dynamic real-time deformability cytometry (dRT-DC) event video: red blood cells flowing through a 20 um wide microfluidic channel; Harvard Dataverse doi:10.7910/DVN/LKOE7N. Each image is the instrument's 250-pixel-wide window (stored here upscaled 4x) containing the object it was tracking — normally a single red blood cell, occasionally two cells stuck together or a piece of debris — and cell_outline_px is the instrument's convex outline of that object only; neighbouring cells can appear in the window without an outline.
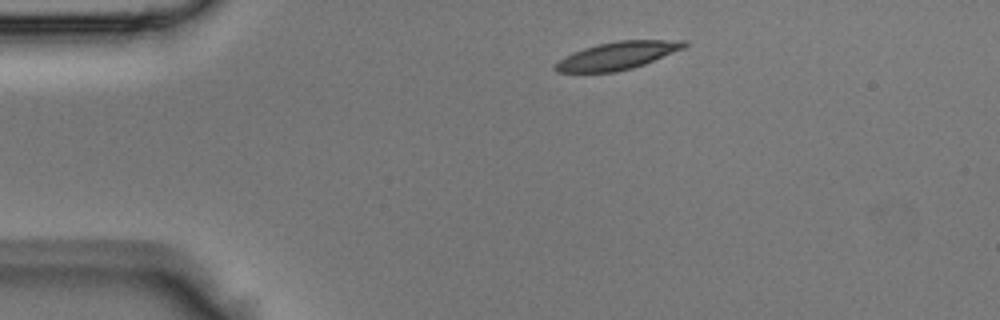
{"species": "Egyptian fruit bat (a non-hibernating species)", "species_latin": "Rousettus aegyptiacus", "temperature_condition": "room temperature", "stored_images_in_passage": 37, "camera_frame_rate_fps": 3000, "um_per_image_px": 0.085, "animal": {"sex": "male"}, "frame": {"image": 1, "passage_image": 1, "time_ms": 0.0, "image_size_px": [1000, 320], "cell_outline_px": [[688, 44], [684, 48], [644, 64], [632, 68], [616, 72], [556, 72], [552, 68], [564, 56], [572, 52], [596, 44], [620, 40], [688, 40]], "centroid_in_image_um": [52.47, 4.72], "position_along_channel_um": 32.5, "area_um2": 20.81}}
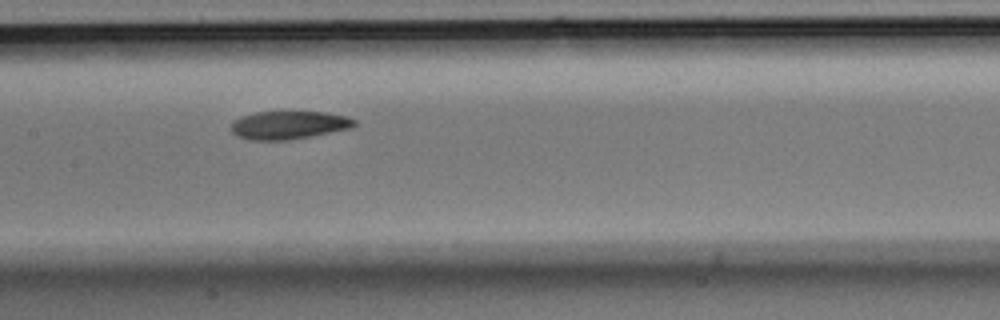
{"frame": {"image": 2, "passage_image": 14, "time_ms": 4.333, "image_size_px": [1000, 320], "cell_outline_px": [[356, 124], [352, 128], [288, 140], [248, 140], [236, 136], [232, 132], [232, 124], [240, 116], [256, 112], [292, 108], [328, 112], [344, 116], [356, 120]], "centroid_in_image_um": [24.55, 10.57], "position_along_channel_um": 182.9, "area_um2": 21.15}}
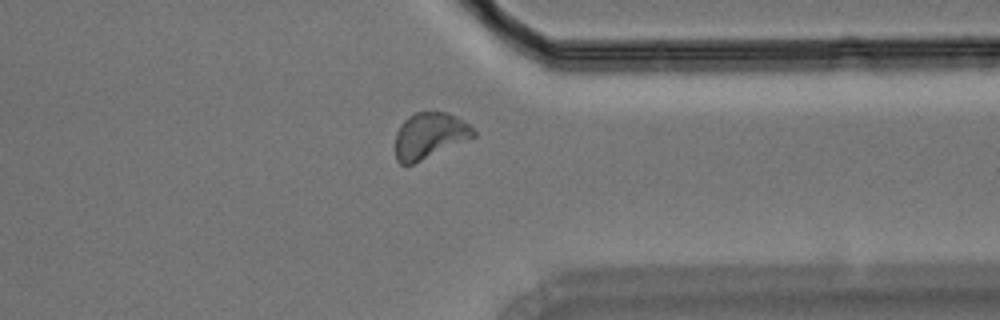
{"frame": {"image": 3, "passage_image": 27, "time_ms": 8.667, "image_size_px": [1000, 320], "cell_outline_px": [[476, 136], [412, 164], [400, 164], [396, 160], [396, 132], [400, 124], [408, 116], [416, 112], [448, 112], [472, 124], [476, 132]], "centroid_in_image_um": [36.53, 11.5], "position_along_channel_um": 374.9, "area_um2": 20.98}}